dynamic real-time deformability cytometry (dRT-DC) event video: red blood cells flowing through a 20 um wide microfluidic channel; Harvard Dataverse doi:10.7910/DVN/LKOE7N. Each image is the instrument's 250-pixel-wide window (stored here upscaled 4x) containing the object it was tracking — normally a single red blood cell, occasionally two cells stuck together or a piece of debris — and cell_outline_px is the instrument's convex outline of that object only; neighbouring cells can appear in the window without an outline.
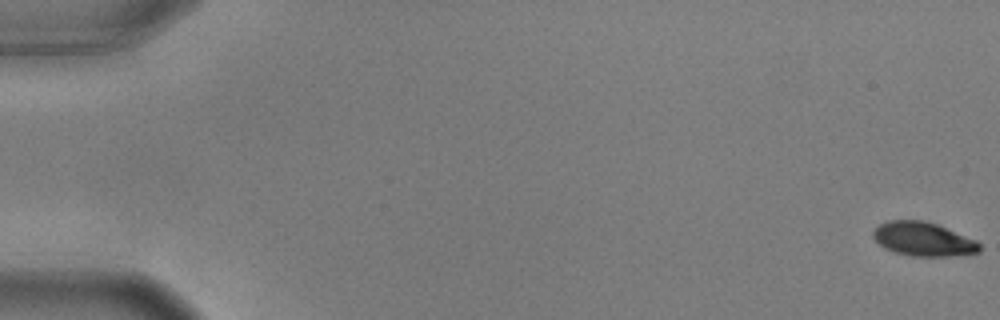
{"species": "common noctule bat (a hibernating species)", "species_latin": "Nyctalus noctula", "temperature_condition": "warm", "stored_images_in_passage": 57, "camera_frame_rate_fps": 3000, "um_per_image_px": 0.085, "animal": {"sex": "male", "body_mass_g": 17.9, "forearm_length_mm": 54.2}, "frame": {"image": 1, "passage_image": 1, "time_ms": 0.0, "image_size_px": [1000, 320], "cell_outline_px": [[980, 252], [952, 256], [912, 256], [892, 252], [884, 248], [872, 236], [872, 232], [880, 224], [888, 220], [924, 220], [936, 224], [976, 240], [980, 244]], "centroid_in_image_um": [78.46, 20.33], "position_along_channel_um": 6.5, "area_um2": 20.98}}
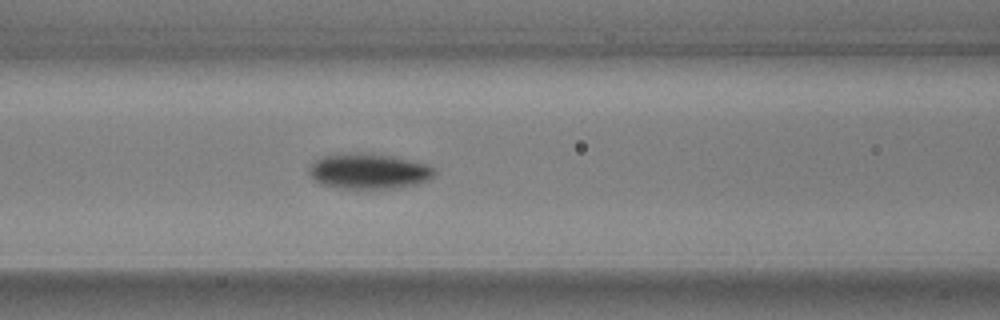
{"frame": {"image": 2, "passage_image": 25, "time_ms": 8.0, "image_size_px": [1000, 320], "cell_outline_px": [[436, 172], [428, 180], [416, 184], [396, 188], [340, 188], [320, 184], [312, 180], [308, 172], [308, 168], [316, 160], [324, 156], [348, 152], [372, 152], [396, 156], [428, 164], [436, 168]], "centroid_in_image_um": [31.35, 14.53], "position_along_channel_um": 135.3, "area_um2": 26.41}}
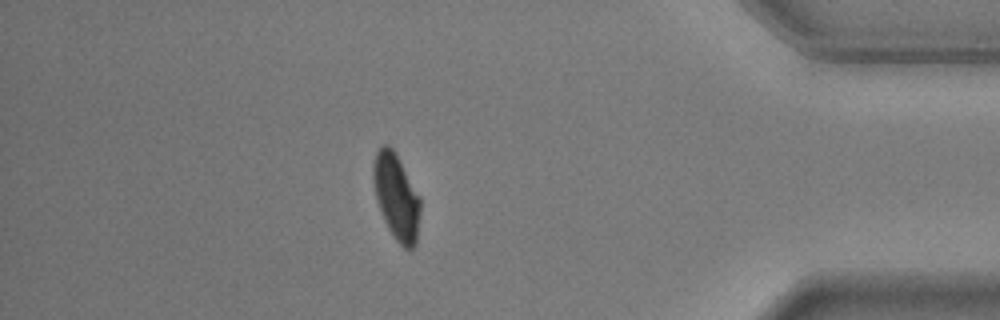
{"frame": {"image": 3, "passage_image": 50, "time_ms": 16.333, "image_size_px": [1000, 320], "cell_outline_px": [[420, 212], [416, 244], [408, 252], [396, 240], [388, 228], [384, 220], [376, 200], [372, 180], [372, 164], [376, 152], [384, 144], [388, 144], [396, 152], [420, 196]], "centroid_in_image_um": [33.68, 16.71], "position_along_channel_um": 401.5, "area_um2": 23.87}, "authors_computed_cell_mechanics": {"area_um2": 23.987, "velocity_mm_per_s": 3.6235, "shape_relaxation_time_tau1_ms": 2.0898, "shape_relaxation_time_tau2_ms": null, "deformation_change_tau1": 0.1476, "deformation_change_tau2": null}}